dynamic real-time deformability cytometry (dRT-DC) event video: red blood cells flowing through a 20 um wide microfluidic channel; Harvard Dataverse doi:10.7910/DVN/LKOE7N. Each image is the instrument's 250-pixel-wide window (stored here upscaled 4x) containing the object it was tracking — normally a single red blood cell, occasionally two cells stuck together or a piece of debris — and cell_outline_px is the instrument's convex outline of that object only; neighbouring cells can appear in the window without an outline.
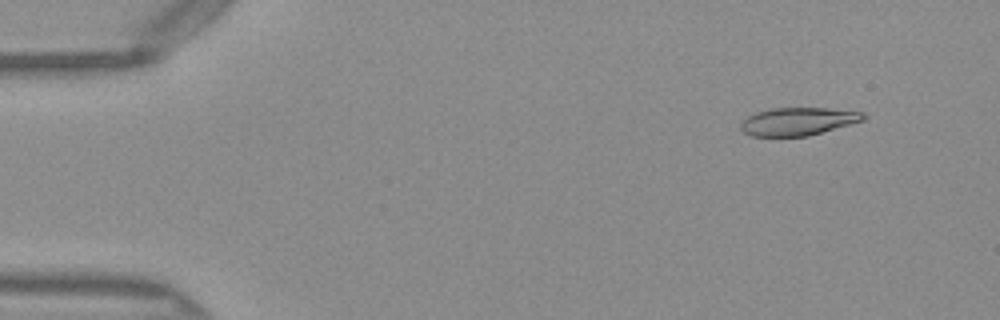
{"species": "Egyptian fruit bat (a non-hibernating species)", "species_latin": "Rousettus aegyptiacus", "temperature_condition": "warm", "stored_images_in_passage": 50, "camera_frame_rate_fps": 3000, "um_per_image_px": 0.085, "frame": {"image": 1, "passage_image": 5, "time_ms": 1.333, "image_size_px": [1000, 320], "cell_outline_px": [[864, 120], [808, 136], [752, 136], [744, 132], [740, 128], [740, 124], [748, 116], [756, 112], [772, 108], [828, 108], [864, 112]], "centroid_in_image_um": [67.82, 10.32], "position_along_channel_um": 17.2, "area_um2": 19.77}}
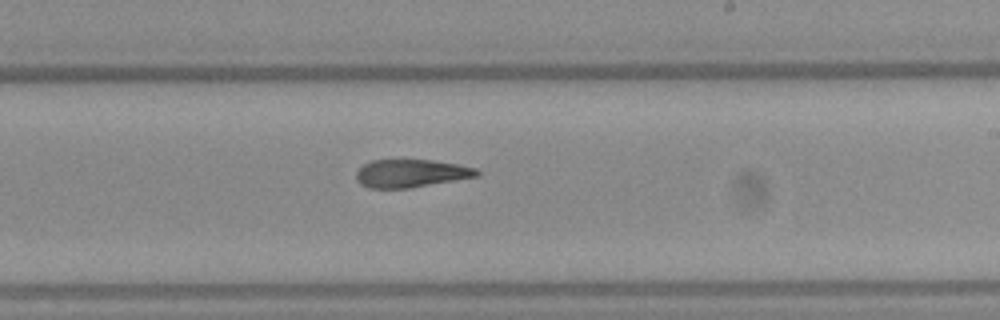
{"frame": {"image": 2, "passage_image": 30, "time_ms": 9.667, "image_size_px": [1000, 320], "cell_outline_px": [[480, 176], [412, 188], [368, 188], [360, 184], [356, 180], [356, 172], [364, 164], [372, 160], [432, 160], [456, 164], [476, 168], [480, 172]], "centroid_in_image_um": [34.94, 14.74], "position_along_channel_um": 254.1, "area_um2": 19.77}}
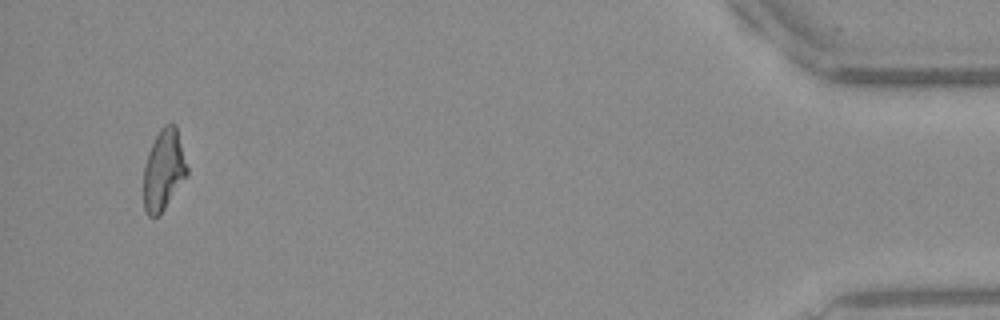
{"frame": {"image": 3, "passage_image": 48, "time_ms": 15.667, "image_size_px": [1000, 320], "cell_outline_px": [[188, 172], [160, 216], [148, 216], [144, 208], [144, 168], [148, 152], [160, 128], [164, 124], [176, 124], [188, 168]], "centroid_in_image_um": [13.91, 14.44], "position_along_channel_um": 421.3, "area_um2": 20.29}, "authors_computed_cell_mechanics": {"area_um2": 20.808, "velocity_mm_per_s": 4.0787, "shape_relaxation_time_tau1_ms": null, "shape_relaxation_time_tau2_ms": 5.9323, "deformation_change_tau1": null, "deformation_change_tau2": 0.1952}}